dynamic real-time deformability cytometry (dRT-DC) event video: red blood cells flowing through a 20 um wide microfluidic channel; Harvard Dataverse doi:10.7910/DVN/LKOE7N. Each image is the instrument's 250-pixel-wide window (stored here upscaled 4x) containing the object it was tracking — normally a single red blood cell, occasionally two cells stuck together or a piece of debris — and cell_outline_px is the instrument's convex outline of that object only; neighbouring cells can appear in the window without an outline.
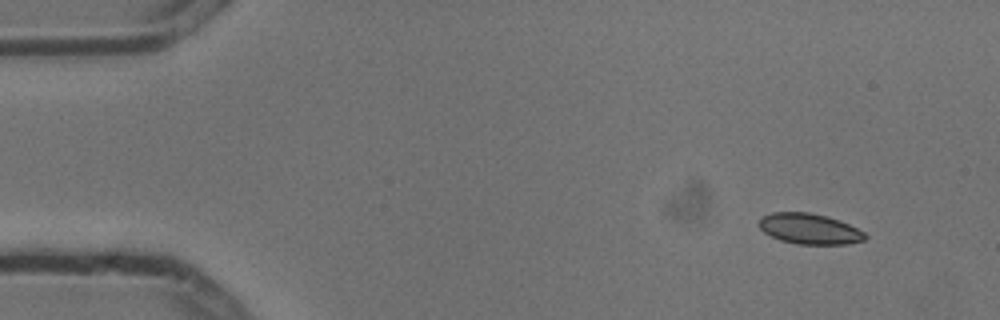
{"species": "common noctule bat (a hibernating species)", "species_latin": "Nyctalus noctula", "temperature_condition": "cold", "stored_images_in_passage": 5, "camera_frame_rate_fps": 3000, "um_per_image_px": 0.085, "animal": {"sex": "male", "body_mass_g": 13.3}, "frame": {"image": 1, "passage_image": 1, "time_ms": 0.0, "image_size_px": [1000, 320], "cell_outline_px": [[868, 236], [864, 240], [848, 244], [796, 244], [780, 240], [764, 232], [760, 228], [760, 216], [772, 212], [808, 212], [828, 216], [840, 220], [864, 232]], "centroid_in_image_um": [68.81, 19.44], "position_along_channel_um": 16.2, "area_um2": 18.96}}
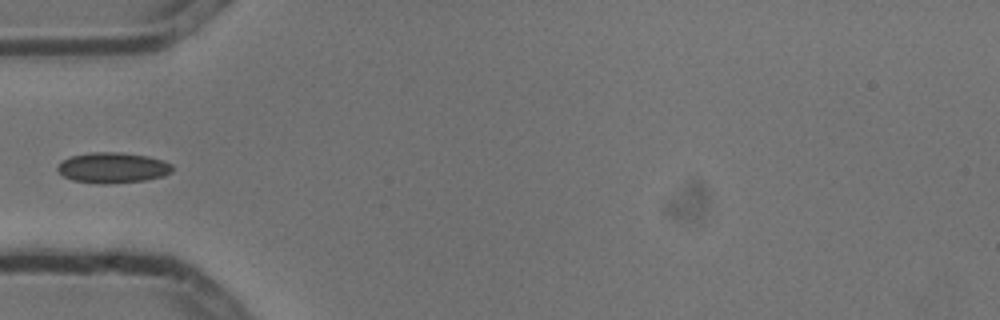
{"frame": {"image": 2, "passage_image": 4, "time_ms": 1.0, "image_size_px": [1000, 320], "cell_outline_px": [[172, 172], [164, 176], [144, 180], [104, 184], [96, 184], [72, 180], [64, 176], [56, 168], [64, 160], [72, 156], [92, 152], [116, 152], [148, 156], [172, 164]], "centroid_in_image_um": [9.59, 14.26], "position_along_channel_um": 75.4, "area_um2": 20.23}}
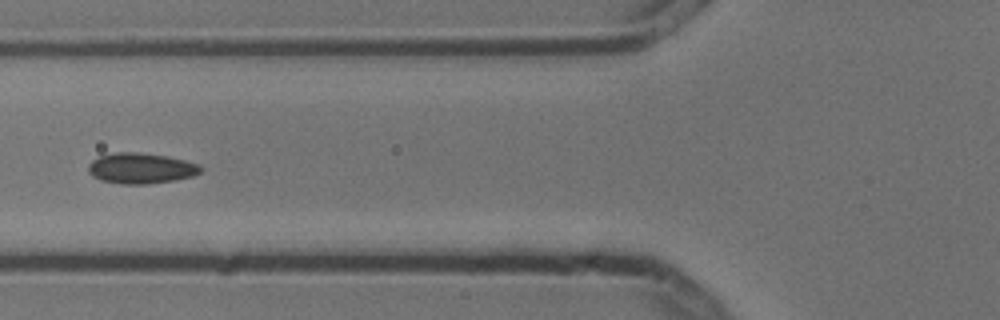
{"frame": {"image": 3, "passage_image": 5, "time_ms": 1.333, "image_size_px": [1000, 320], "cell_outline_px": [[200, 172], [192, 176], [172, 180], [148, 184], [120, 184], [100, 180], [92, 176], [88, 172], [88, 164], [92, 160], [100, 156], [116, 152], [136, 152], [168, 156], [200, 164]], "centroid_in_image_um": [11.94, 14.3], "position_along_channel_um": 113.9, "area_um2": 20.0}}